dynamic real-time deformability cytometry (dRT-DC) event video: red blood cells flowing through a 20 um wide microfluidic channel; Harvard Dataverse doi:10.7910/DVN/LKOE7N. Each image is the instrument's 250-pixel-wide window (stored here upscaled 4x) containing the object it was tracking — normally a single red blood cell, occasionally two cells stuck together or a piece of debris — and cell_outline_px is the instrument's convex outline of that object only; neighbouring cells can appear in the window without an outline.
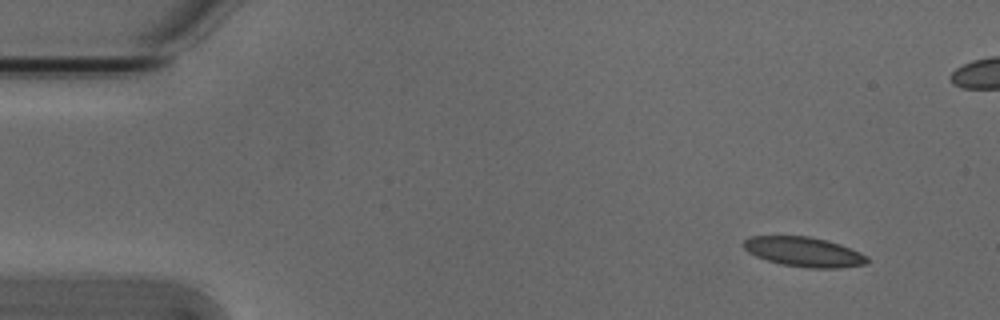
{"species": "Egyptian fruit bat (a non-hibernating species)", "species_latin": "Rousettus aegyptiacus", "temperature_condition": "cold", "stored_images_in_passage": 5, "camera_frame_rate_fps": 3000, "um_per_image_px": 0.085, "animal": {"sex": "male"}, "frame": {"image": 1, "passage_image": 1, "time_ms": 0.0, "image_size_px": [1000, 320], "cell_outline_px": [[868, 264], [840, 268], [808, 268], [780, 264], [756, 256], [748, 252], [744, 248], [744, 240], [748, 236], [808, 236], [828, 240], [840, 244], [860, 252], [868, 256]], "centroid_in_image_um": [68.36, 21.41], "position_along_channel_um": 16.6, "area_um2": 21.5}}